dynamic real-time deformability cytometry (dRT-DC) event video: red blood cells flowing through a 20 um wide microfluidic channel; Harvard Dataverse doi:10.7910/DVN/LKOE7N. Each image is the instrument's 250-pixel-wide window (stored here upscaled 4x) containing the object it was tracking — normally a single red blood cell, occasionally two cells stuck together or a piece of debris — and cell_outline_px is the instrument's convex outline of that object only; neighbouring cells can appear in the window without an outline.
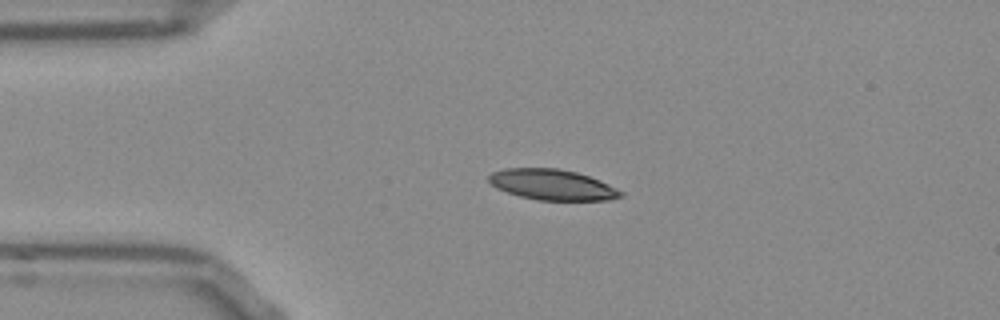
{"species": "Egyptian fruit bat (a non-hibernating species)", "species_latin": "Rousettus aegyptiacus", "temperature_condition": "room temperature", "stored_images_in_passage": 42, "camera_frame_rate_fps": 3000, "um_per_image_px": 0.085, "frame": {"image": 1, "passage_image": 1, "time_ms": 0.0, "image_size_px": [1000, 320], "cell_outline_px": [[624, 196], [612, 200], [536, 200], [520, 196], [496, 188], [488, 180], [488, 176], [492, 172], [504, 168], [556, 168], [576, 172], [600, 180], [624, 192]], "centroid_in_image_um": [46.96, 15.7], "position_along_channel_um": 38.0, "area_um2": 23.58}}
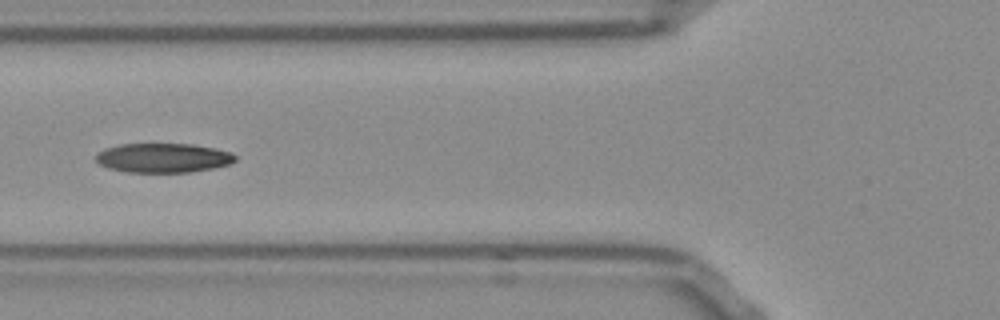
{"frame": {"image": 2, "passage_image": 9, "time_ms": 2.667, "image_size_px": [1000, 320], "cell_outline_px": [[236, 160], [228, 164], [212, 168], [192, 172], [128, 172], [108, 168], [100, 164], [96, 160], [96, 152], [104, 148], [120, 144], [192, 144], [232, 152], [236, 156]], "centroid_in_image_um": [13.84, 13.42], "position_along_channel_um": 112.0, "area_um2": 23.81}}
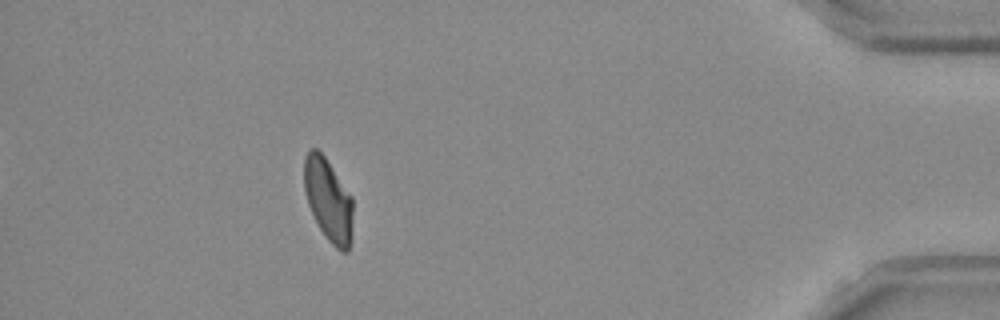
{"frame": {"image": 3, "passage_image": 37, "time_ms": 12.0, "image_size_px": [1000, 320], "cell_outline_px": [[352, 232], [348, 252], [340, 252], [328, 240], [320, 228], [308, 204], [304, 188], [304, 156], [312, 148], [316, 148], [324, 156], [352, 196]], "centroid_in_image_um": [27.91, 17.0], "position_along_channel_um": 407.3, "area_um2": 23.35}, "authors_computed_cell_mechanics": {"area_um2": 24.1893, "velocity_mm_per_s": 3.7751, "shape_relaxation_time_tau1_ms": 10.1934, "shape_relaxation_time_tau2_ms": 3.7066, "deformation_change_tau1": 0.2281, "deformation_change_tau2": 0.0949}}